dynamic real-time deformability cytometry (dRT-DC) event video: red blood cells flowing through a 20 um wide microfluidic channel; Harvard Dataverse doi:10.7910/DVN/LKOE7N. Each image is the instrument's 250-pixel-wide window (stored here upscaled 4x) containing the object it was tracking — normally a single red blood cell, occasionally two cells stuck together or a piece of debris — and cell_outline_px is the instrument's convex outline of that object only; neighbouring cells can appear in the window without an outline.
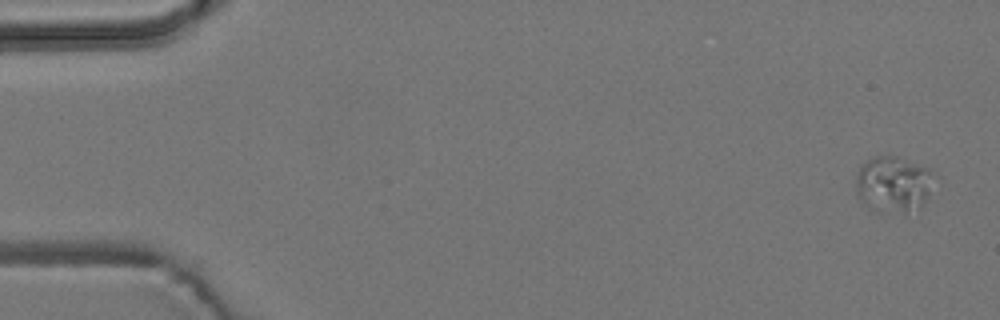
{"species": "common noctule bat (a hibernating species)", "species_latin": "Nyctalus noctula", "temperature_condition": "room temperature", "stored_images_in_passage": 5, "camera_frame_rate_fps": 3000, "um_per_image_px": 0.085, "animal": {"sex": "male", "body_mass_g": 19.2, "forearm_length_mm": 51.8}, "frame": {"image": 1, "passage_image": 1, "time_ms": 0.0, "image_size_px": [1000, 320], "cell_outline_px": [[928, 192], [920, 208], [904, 212], [876, 212], [868, 208], [856, 196], [856, 172], [872, 156], [896, 156], [928, 168]], "centroid_in_image_um": [75.8, 15.68], "position_along_channel_um": 9.2, "area_um2": 24.91}}
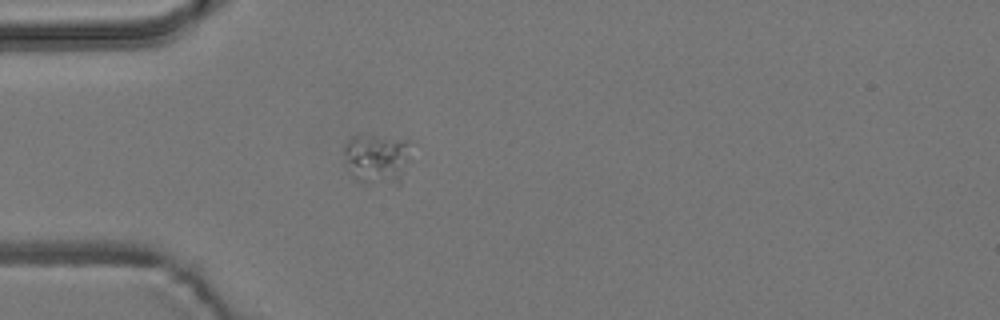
{"frame": {"image": 2, "passage_image": 5, "time_ms": 4.667, "image_size_px": [1000, 320], "cell_outline_px": [[412, 140], [400, 184], [396, 184], [356, 180], [344, 164], [344, 148], [348, 140], [352, 136], [376, 136]], "centroid_in_image_um": [32.02, 13.46], "position_along_channel_um": 53.0, "area_um2": 19.25}}